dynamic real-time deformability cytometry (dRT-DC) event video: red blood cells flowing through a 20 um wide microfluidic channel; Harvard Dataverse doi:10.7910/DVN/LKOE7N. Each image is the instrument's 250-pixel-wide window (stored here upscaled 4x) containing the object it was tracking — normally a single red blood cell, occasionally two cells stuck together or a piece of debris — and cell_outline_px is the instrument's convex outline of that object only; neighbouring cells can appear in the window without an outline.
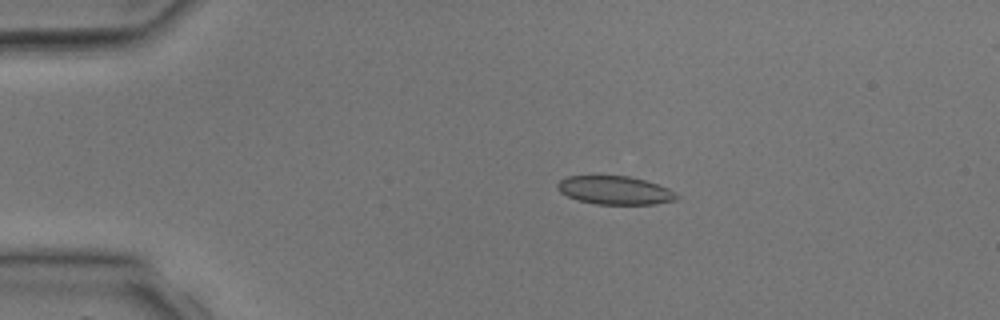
{"species": "common noctule bat (a hibernating species)", "species_latin": "Nyctalus noctula", "temperature_condition": "room temperature", "stored_images_in_passage": 3, "camera_frame_rate_fps": 3000, "um_per_image_px": 0.085, "animal": {"sex": "male", "body_mass_g": 17.9, "forearm_length_mm": 54.2}, "frame": {"image": 1, "passage_image": 2, "time_ms": 1.333, "image_size_px": [1000, 320], "cell_outline_px": [[680, 196], [676, 200], [656, 204], [596, 204], [580, 200], [568, 196], [560, 192], [556, 188], [556, 184], [560, 180], [568, 176], [628, 176], [644, 180], [668, 188], [676, 192]], "centroid_in_image_um": [52.28, 16.17], "position_along_channel_um": 32.7, "area_um2": 19.65}}